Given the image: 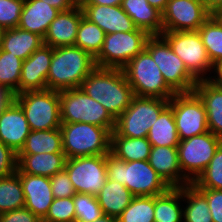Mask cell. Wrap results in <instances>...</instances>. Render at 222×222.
I'll use <instances>...</instances> for the list:
<instances>
[{
	"label": "cell",
	"mask_w": 222,
	"mask_h": 222,
	"mask_svg": "<svg viewBox=\"0 0 222 222\" xmlns=\"http://www.w3.org/2000/svg\"><path fill=\"white\" fill-rule=\"evenodd\" d=\"M80 88L116 120L131 104L134 92L122 69L96 67Z\"/></svg>",
	"instance_id": "cell-1"
},
{
	"label": "cell",
	"mask_w": 222,
	"mask_h": 222,
	"mask_svg": "<svg viewBox=\"0 0 222 222\" xmlns=\"http://www.w3.org/2000/svg\"><path fill=\"white\" fill-rule=\"evenodd\" d=\"M106 167L107 178L126 186L134 197L158 196L170 188L148 160L126 162L109 152Z\"/></svg>",
	"instance_id": "cell-2"
},
{
	"label": "cell",
	"mask_w": 222,
	"mask_h": 222,
	"mask_svg": "<svg viewBox=\"0 0 222 222\" xmlns=\"http://www.w3.org/2000/svg\"><path fill=\"white\" fill-rule=\"evenodd\" d=\"M95 68L94 58L75 45L53 48L47 89L61 91L80 88Z\"/></svg>",
	"instance_id": "cell-3"
},
{
	"label": "cell",
	"mask_w": 222,
	"mask_h": 222,
	"mask_svg": "<svg viewBox=\"0 0 222 222\" xmlns=\"http://www.w3.org/2000/svg\"><path fill=\"white\" fill-rule=\"evenodd\" d=\"M63 152L67 159L107 155L110 152L111 133L103 127L88 123H62Z\"/></svg>",
	"instance_id": "cell-4"
},
{
	"label": "cell",
	"mask_w": 222,
	"mask_h": 222,
	"mask_svg": "<svg viewBox=\"0 0 222 222\" xmlns=\"http://www.w3.org/2000/svg\"><path fill=\"white\" fill-rule=\"evenodd\" d=\"M61 123H88L115 129L116 120L102 104L89 97L81 88L59 91Z\"/></svg>",
	"instance_id": "cell-5"
},
{
	"label": "cell",
	"mask_w": 222,
	"mask_h": 222,
	"mask_svg": "<svg viewBox=\"0 0 222 222\" xmlns=\"http://www.w3.org/2000/svg\"><path fill=\"white\" fill-rule=\"evenodd\" d=\"M122 70L135 96L170 100L176 94L145 49L132 58Z\"/></svg>",
	"instance_id": "cell-6"
},
{
	"label": "cell",
	"mask_w": 222,
	"mask_h": 222,
	"mask_svg": "<svg viewBox=\"0 0 222 222\" xmlns=\"http://www.w3.org/2000/svg\"><path fill=\"white\" fill-rule=\"evenodd\" d=\"M14 101L22 108L31 131L60 128L59 91H26L15 95Z\"/></svg>",
	"instance_id": "cell-7"
},
{
	"label": "cell",
	"mask_w": 222,
	"mask_h": 222,
	"mask_svg": "<svg viewBox=\"0 0 222 222\" xmlns=\"http://www.w3.org/2000/svg\"><path fill=\"white\" fill-rule=\"evenodd\" d=\"M145 50L158 65L166 83L176 93L194 91L198 81L188 72L184 62L173 52L161 35L150 36L147 39Z\"/></svg>",
	"instance_id": "cell-8"
},
{
	"label": "cell",
	"mask_w": 222,
	"mask_h": 222,
	"mask_svg": "<svg viewBox=\"0 0 222 222\" xmlns=\"http://www.w3.org/2000/svg\"><path fill=\"white\" fill-rule=\"evenodd\" d=\"M169 99L134 96L130 106L116 119L114 131L119 136L143 138L148 136L151 126Z\"/></svg>",
	"instance_id": "cell-9"
},
{
	"label": "cell",
	"mask_w": 222,
	"mask_h": 222,
	"mask_svg": "<svg viewBox=\"0 0 222 222\" xmlns=\"http://www.w3.org/2000/svg\"><path fill=\"white\" fill-rule=\"evenodd\" d=\"M149 37L142 29L106 34L102 49L94 58L96 67L122 69L145 49Z\"/></svg>",
	"instance_id": "cell-10"
},
{
	"label": "cell",
	"mask_w": 222,
	"mask_h": 222,
	"mask_svg": "<svg viewBox=\"0 0 222 222\" xmlns=\"http://www.w3.org/2000/svg\"><path fill=\"white\" fill-rule=\"evenodd\" d=\"M161 36L197 81L209 79L213 64L198 31H162Z\"/></svg>",
	"instance_id": "cell-11"
},
{
	"label": "cell",
	"mask_w": 222,
	"mask_h": 222,
	"mask_svg": "<svg viewBox=\"0 0 222 222\" xmlns=\"http://www.w3.org/2000/svg\"><path fill=\"white\" fill-rule=\"evenodd\" d=\"M222 140L208 131L204 134L180 140L177 146L178 160L183 176L193 183L208 166Z\"/></svg>",
	"instance_id": "cell-12"
},
{
	"label": "cell",
	"mask_w": 222,
	"mask_h": 222,
	"mask_svg": "<svg viewBox=\"0 0 222 222\" xmlns=\"http://www.w3.org/2000/svg\"><path fill=\"white\" fill-rule=\"evenodd\" d=\"M169 105L173 109L179 140L208 132L205 106L194 91L176 93L170 99Z\"/></svg>",
	"instance_id": "cell-13"
},
{
	"label": "cell",
	"mask_w": 222,
	"mask_h": 222,
	"mask_svg": "<svg viewBox=\"0 0 222 222\" xmlns=\"http://www.w3.org/2000/svg\"><path fill=\"white\" fill-rule=\"evenodd\" d=\"M64 170L76 193L96 196L107 181L106 155L67 159Z\"/></svg>",
	"instance_id": "cell-14"
},
{
	"label": "cell",
	"mask_w": 222,
	"mask_h": 222,
	"mask_svg": "<svg viewBox=\"0 0 222 222\" xmlns=\"http://www.w3.org/2000/svg\"><path fill=\"white\" fill-rule=\"evenodd\" d=\"M211 15L201 0H169L162 12V31H198Z\"/></svg>",
	"instance_id": "cell-15"
},
{
	"label": "cell",
	"mask_w": 222,
	"mask_h": 222,
	"mask_svg": "<svg viewBox=\"0 0 222 222\" xmlns=\"http://www.w3.org/2000/svg\"><path fill=\"white\" fill-rule=\"evenodd\" d=\"M53 47L43 44L22 63L19 94L26 91L47 89Z\"/></svg>",
	"instance_id": "cell-16"
},
{
	"label": "cell",
	"mask_w": 222,
	"mask_h": 222,
	"mask_svg": "<svg viewBox=\"0 0 222 222\" xmlns=\"http://www.w3.org/2000/svg\"><path fill=\"white\" fill-rule=\"evenodd\" d=\"M30 132L22 108L13 100L0 112V141L18 154Z\"/></svg>",
	"instance_id": "cell-17"
},
{
	"label": "cell",
	"mask_w": 222,
	"mask_h": 222,
	"mask_svg": "<svg viewBox=\"0 0 222 222\" xmlns=\"http://www.w3.org/2000/svg\"><path fill=\"white\" fill-rule=\"evenodd\" d=\"M25 197V208L43 220L54 197L50 178L26 173H18Z\"/></svg>",
	"instance_id": "cell-18"
},
{
	"label": "cell",
	"mask_w": 222,
	"mask_h": 222,
	"mask_svg": "<svg viewBox=\"0 0 222 222\" xmlns=\"http://www.w3.org/2000/svg\"><path fill=\"white\" fill-rule=\"evenodd\" d=\"M82 10L84 16L98 25L105 34L131 32L138 29L121 5H86Z\"/></svg>",
	"instance_id": "cell-19"
},
{
	"label": "cell",
	"mask_w": 222,
	"mask_h": 222,
	"mask_svg": "<svg viewBox=\"0 0 222 222\" xmlns=\"http://www.w3.org/2000/svg\"><path fill=\"white\" fill-rule=\"evenodd\" d=\"M83 15L81 8L60 12L50 23L43 44L53 48L75 45L78 26Z\"/></svg>",
	"instance_id": "cell-20"
},
{
	"label": "cell",
	"mask_w": 222,
	"mask_h": 222,
	"mask_svg": "<svg viewBox=\"0 0 222 222\" xmlns=\"http://www.w3.org/2000/svg\"><path fill=\"white\" fill-rule=\"evenodd\" d=\"M148 161L169 187L190 184L181 171L177 147L152 146Z\"/></svg>",
	"instance_id": "cell-21"
},
{
	"label": "cell",
	"mask_w": 222,
	"mask_h": 222,
	"mask_svg": "<svg viewBox=\"0 0 222 222\" xmlns=\"http://www.w3.org/2000/svg\"><path fill=\"white\" fill-rule=\"evenodd\" d=\"M60 11L43 0H25L18 27L44 38L50 23Z\"/></svg>",
	"instance_id": "cell-22"
},
{
	"label": "cell",
	"mask_w": 222,
	"mask_h": 222,
	"mask_svg": "<svg viewBox=\"0 0 222 222\" xmlns=\"http://www.w3.org/2000/svg\"><path fill=\"white\" fill-rule=\"evenodd\" d=\"M64 153L17 154V173L51 177L64 170Z\"/></svg>",
	"instance_id": "cell-23"
},
{
	"label": "cell",
	"mask_w": 222,
	"mask_h": 222,
	"mask_svg": "<svg viewBox=\"0 0 222 222\" xmlns=\"http://www.w3.org/2000/svg\"><path fill=\"white\" fill-rule=\"evenodd\" d=\"M194 92L205 106L208 131L222 140V87L209 80H200L196 83Z\"/></svg>",
	"instance_id": "cell-24"
},
{
	"label": "cell",
	"mask_w": 222,
	"mask_h": 222,
	"mask_svg": "<svg viewBox=\"0 0 222 222\" xmlns=\"http://www.w3.org/2000/svg\"><path fill=\"white\" fill-rule=\"evenodd\" d=\"M121 7L138 29L146 31L150 36L161 35L162 12L151 6L147 0H122Z\"/></svg>",
	"instance_id": "cell-25"
},
{
	"label": "cell",
	"mask_w": 222,
	"mask_h": 222,
	"mask_svg": "<svg viewBox=\"0 0 222 222\" xmlns=\"http://www.w3.org/2000/svg\"><path fill=\"white\" fill-rule=\"evenodd\" d=\"M43 45V38L36 33L19 27L4 29L0 49L13 56L26 60L35 50Z\"/></svg>",
	"instance_id": "cell-26"
},
{
	"label": "cell",
	"mask_w": 222,
	"mask_h": 222,
	"mask_svg": "<svg viewBox=\"0 0 222 222\" xmlns=\"http://www.w3.org/2000/svg\"><path fill=\"white\" fill-rule=\"evenodd\" d=\"M96 197L103 214L117 218L134 196L126 186L107 178L105 185Z\"/></svg>",
	"instance_id": "cell-27"
},
{
	"label": "cell",
	"mask_w": 222,
	"mask_h": 222,
	"mask_svg": "<svg viewBox=\"0 0 222 222\" xmlns=\"http://www.w3.org/2000/svg\"><path fill=\"white\" fill-rule=\"evenodd\" d=\"M152 145L147 137L129 138L111 132L110 152L119 159L129 161L149 160Z\"/></svg>",
	"instance_id": "cell-28"
},
{
	"label": "cell",
	"mask_w": 222,
	"mask_h": 222,
	"mask_svg": "<svg viewBox=\"0 0 222 222\" xmlns=\"http://www.w3.org/2000/svg\"><path fill=\"white\" fill-rule=\"evenodd\" d=\"M181 201H184L183 187H170L165 193L154 196V221L182 222L183 204L181 206L179 203Z\"/></svg>",
	"instance_id": "cell-29"
},
{
	"label": "cell",
	"mask_w": 222,
	"mask_h": 222,
	"mask_svg": "<svg viewBox=\"0 0 222 222\" xmlns=\"http://www.w3.org/2000/svg\"><path fill=\"white\" fill-rule=\"evenodd\" d=\"M148 141L152 146L177 147L180 140L174 120L172 107L168 104L151 126Z\"/></svg>",
	"instance_id": "cell-30"
},
{
	"label": "cell",
	"mask_w": 222,
	"mask_h": 222,
	"mask_svg": "<svg viewBox=\"0 0 222 222\" xmlns=\"http://www.w3.org/2000/svg\"><path fill=\"white\" fill-rule=\"evenodd\" d=\"M64 153L60 128L31 131L18 154Z\"/></svg>",
	"instance_id": "cell-31"
},
{
	"label": "cell",
	"mask_w": 222,
	"mask_h": 222,
	"mask_svg": "<svg viewBox=\"0 0 222 222\" xmlns=\"http://www.w3.org/2000/svg\"><path fill=\"white\" fill-rule=\"evenodd\" d=\"M183 198L187 203L183 208L184 222H213L206 196L193 183L183 186Z\"/></svg>",
	"instance_id": "cell-32"
},
{
	"label": "cell",
	"mask_w": 222,
	"mask_h": 222,
	"mask_svg": "<svg viewBox=\"0 0 222 222\" xmlns=\"http://www.w3.org/2000/svg\"><path fill=\"white\" fill-rule=\"evenodd\" d=\"M24 207L25 197L18 173L0 178V214Z\"/></svg>",
	"instance_id": "cell-33"
},
{
	"label": "cell",
	"mask_w": 222,
	"mask_h": 222,
	"mask_svg": "<svg viewBox=\"0 0 222 222\" xmlns=\"http://www.w3.org/2000/svg\"><path fill=\"white\" fill-rule=\"evenodd\" d=\"M105 35V32L98 25L83 15L78 26L75 46L95 58L102 49Z\"/></svg>",
	"instance_id": "cell-34"
},
{
	"label": "cell",
	"mask_w": 222,
	"mask_h": 222,
	"mask_svg": "<svg viewBox=\"0 0 222 222\" xmlns=\"http://www.w3.org/2000/svg\"><path fill=\"white\" fill-rule=\"evenodd\" d=\"M212 64L222 60V23L211 15L198 29Z\"/></svg>",
	"instance_id": "cell-35"
},
{
	"label": "cell",
	"mask_w": 222,
	"mask_h": 222,
	"mask_svg": "<svg viewBox=\"0 0 222 222\" xmlns=\"http://www.w3.org/2000/svg\"><path fill=\"white\" fill-rule=\"evenodd\" d=\"M22 63L20 58L0 49V85L6 87L14 96L19 94Z\"/></svg>",
	"instance_id": "cell-36"
},
{
	"label": "cell",
	"mask_w": 222,
	"mask_h": 222,
	"mask_svg": "<svg viewBox=\"0 0 222 222\" xmlns=\"http://www.w3.org/2000/svg\"><path fill=\"white\" fill-rule=\"evenodd\" d=\"M117 219L118 222H155L154 196L133 197Z\"/></svg>",
	"instance_id": "cell-37"
},
{
	"label": "cell",
	"mask_w": 222,
	"mask_h": 222,
	"mask_svg": "<svg viewBox=\"0 0 222 222\" xmlns=\"http://www.w3.org/2000/svg\"><path fill=\"white\" fill-rule=\"evenodd\" d=\"M193 184L198 189L222 190V144Z\"/></svg>",
	"instance_id": "cell-38"
},
{
	"label": "cell",
	"mask_w": 222,
	"mask_h": 222,
	"mask_svg": "<svg viewBox=\"0 0 222 222\" xmlns=\"http://www.w3.org/2000/svg\"><path fill=\"white\" fill-rule=\"evenodd\" d=\"M73 202L75 205V222H93L103 215L95 195L76 193L73 196Z\"/></svg>",
	"instance_id": "cell-39"
},
{
	"label": "cell",
	"mask_w": 222,
	"mask_h": 222,
	"mask_svg": "<svg viewBox=\"0 0 222 222\" xmlns=\"http://www.w3.org/2000/svg\"><path fill=\"white\" fill-rule=\"evenodd\" d=\"M43 222H75L73 197L54 198Z\"/></svg>",
	"instance_id": "cell-40"
},
{
	"label": "cell",
	"mask_w": 222,
	"mask_h": 222,
	"mask_svg": "<svg viewBox=\"0 0 222 222\" xmlns=\"http://www.w3.org/2000/svg\"><path fill=\"white\" fill-rule=\"evenodd\" d=\"M25 0H0V25L4 29L18 27Z\"/></svg>",
	"instance_id": "cell-41"
},
{
	"label": "cell",
	"mask_w": 222,
	"mask_h": 222,
	"mask_svg": "<svg viewBox=\"0 0 222 222\" xmlns=\"http://www.w3.org/2000/svg\"><path fill=\"white\" fill-rule=\"evenodd\" d=\"M50 183L54 198L73 197L76 194L74 186L65 170L51 176Z\"/></svg>",
	"instance_id": "cell-42"
},
{
	"label": "cell",
	"mask_w": 222,
	"mask_h": 222,
	"mask_svg": "<svg viewBox=\"0 0 222 222\" xmlns=\"http://www.w3.org/2000/svg\"><path fill=\"white\" fill-rule=\"evenodd\" d=\"M17 171V154L0 141V178Z\"/></svg>",
	"instance_id": "cell-43"
},
{
	"label": "cell",
	"mask_w": 222,
	"mask_h": 222,
	"mask_svg": "<svg viewBox=\"0 0 222 222\" xmlns=\"http://www.w3.org/2000/svg\"><path fill=\"white\" fill-rule=\"evenodd\" d=\"M207 199L213 222H222V190L199 189Z\"/></svg>",
	"instance_id": "cell-44"
},
{
	"label": "cell",
	"mask_w": 222,
	"mask_h": 222,
	"mask_svg": "<svg viewBox=\"0 0 222 222\" xmlns=\"http://www.w3.org/2000/svg\"><path fill=\"white\" fill-rule=\"evenodd\" d=\"M0 222H42V220L24 207L0 214Z\"/></svg>",
	"instance_id": "cell-45"
},
{
	"label": "cell",
	"mask_w": 222,
	"mask_h": 222,
	"mask_svg": "<svg viewBox=\"0 0 222 222\" xmlns=\"http://www.w3.org/2000/svg\"><path fill=\"white\" fill-rule=\"evenodd\" d=\"M212 71H213V73L215 72L214 76H210L208 80L212 84H214L218 87H222V60L213 64V70Z\"/></svg>",
	"instance_id": "cell-46"
},
{
	"label": "cell",
	"mask_w": 222,
	"mask_h": 222,
	"mask_svg": "<svg viewBox=\"0 0 222 222\" xmlns=\"http://www.w3.org/2000/svg\"><path fill=\"white\" fill-rule=\"evenodd\" d=\"M50 6L58 9L60 12L73 9V5L70 0H43Z\"/></svg>",
	"instance_id": "cell-47"
},
{
	"label": "cell",
	"mask_w": 222,
	"mask_h": 222,
	"mask_svg": "<svg viewBox=\"0 0 222 222\" xmlns=\"http://www.w3.org/2000/svg\"><path fill=\"white\" fill-rule=\"evenodd\" d=\"M14 100V94L0 85V107H7Z\"/></svg>",
	"instance_id": "cell-48"
},
{
	"label": "cell",
	"mask_w": 222,
	"mask_h": 222,
	"mask_svg": "<svg viewBox=\"0 0 222 222\" xmlns=\"http://www.w3.org/2000/svg\"><path fill=\"white\" fill-rule=\"evenodd\" d=\"M205 8L214 15L221 7L222 0H201Z\"/></svg>",
	"instance_id": "cell-49"
},
{
	"label": "cell",
	"mask_w": 222,
	"mask_h": 222,
	"mask_svg": "<svg viewBox=\"0 0 222 222\" xmlns=\"http://www.w3.org/2000/svg\"><path fill=\"white\" fill-rule=\"evenodd\" d=\"M122 0H90L87 5H108V6H119Z\"/></svg>",
	"instance_id": "cell-50"
},
{
	"label": "cell",
	"mask_w": 222,
	"mask_h": 222,
	"mask_svg": "<svg viewBox=\"0 0 222 222\" xmlns=\"http://www.w3.org/2000/svg\"><path fill=\"white\" fill-rule=\"evenodd\" d=\"M147 1L151 6L155 7L160 12H163L169 0H147Z\"/></svg>",
	"instance_id": "cell-51"
},
{
	"label": "cell",
	"mask_w": 222,
	"mask_h": 222,
	"mask_svg": "<svg viewBox=\"0 0 222 222\" xmlns=\"http://www.w3.org/2000/svg\"><path fill=\"white\" fill-rule=\"evenodd\" d=\"M74 8L83 9L87 4H89L90 0H70Z\"/></svg>",
	"instance_id": "cell-52"
},
{
	"label": "cell",
	"mask_w": 222,
	"mask_h": 222,
	"mask_svg": "<svg viewBox=\"0 0 222 222\" xmlns=\"http://www.w3.org/2000/svg\"><path fill=\"white\" fill-rule=\"evenodd\" d=\"M93 222H118V219L116 217L103 214L99 219Z\"/></svg>",
	"instance_id": "cell-53"
},
{
	"label": "cell",
	"mask_w": 222,
	"mask_h": 222,
	"mask_svg": "<svg viewBox=\"0 0 222 222\" xmlns=\"http://www.w3.org/2000/svg\"><path fill=\"white\" fill-rule=\"evenodd\" d=\"M214 16L217 17L221 21V23H222V12H216L214 14Z\"/></svg>",
	"instance_id": "cell-54"
},
{
	"label": "cell",
	"mask_w": 222,
	"mask_h": 222,
	"mask_svg": "<svg viewBox=\"0 0 222 222\" xmlns=\"http://www.w3.org/2000/svg\"><path fill=\"white\" fill-rule=\"evenodd\" d=\"M3 32H4V28L0 25V42L2 39Z\"/></svg>",
	"instance_id": "cell-55"
}]
</instances>
